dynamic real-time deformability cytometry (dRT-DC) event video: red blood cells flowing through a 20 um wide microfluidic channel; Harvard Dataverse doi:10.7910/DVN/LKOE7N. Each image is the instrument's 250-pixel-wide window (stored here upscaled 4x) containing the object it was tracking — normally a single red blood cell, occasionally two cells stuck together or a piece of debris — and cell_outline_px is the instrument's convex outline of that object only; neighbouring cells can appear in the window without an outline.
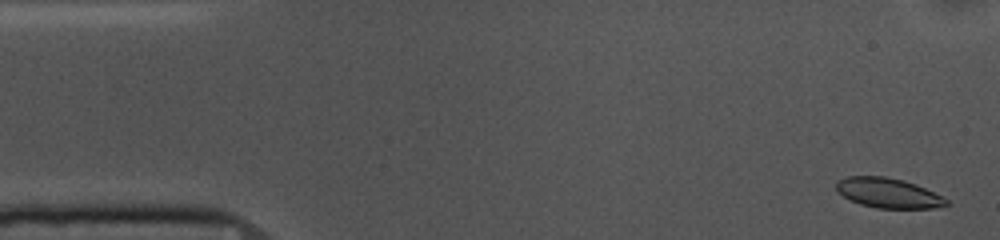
{"species": "common noctule bat (a hibernating species)", "species_latin": "Nyctalus noctula", "temperature_condition": "cold", "stored_images_in_passage": 54, "camera_frame_rate_fps": 3000, "um_per_image_px": 0.085, "animal": {"sex": "female", "body_mass_g": 10.0, "forearm_length_mm": 53.1}, "frame": {"image": 1, "passage_image": 2, "time_ms": 0.333, "image_size_px": [1000, 240], "cell_outline_px": [[948, 204], [936, 208], [876, 208], [860, 204], [836, 192], [836, 180], [848, 176], [884, 176], [904, 180], [916, 184], [948, 200]], "centroid_in_image_um": [75.45, 16.39], "position_along_channel_um": 9.5, "area_um2": 19.07}}
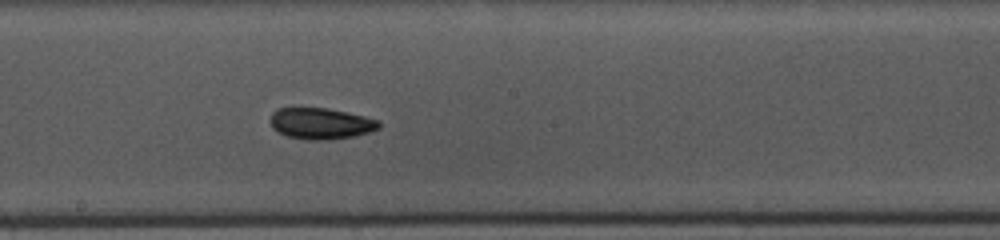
{"frame": {"image": 2, "passage_image": 28, "time_ms": 9.0, "image_size_px": [1000, 240], "cell_outline_px": [[380, 128], [368, 132], [352, 136], [328, 140], [308, 140], [288, 136], [276, 132], [272, 128], [268, 120], [272, 112], [276, 108], [328, 108], [348, 112], [380, 120]], "centroid_in_image_um": [27.22, 10.49], "position_along_channel_um": 221.0, "area_um2": 20.0}}
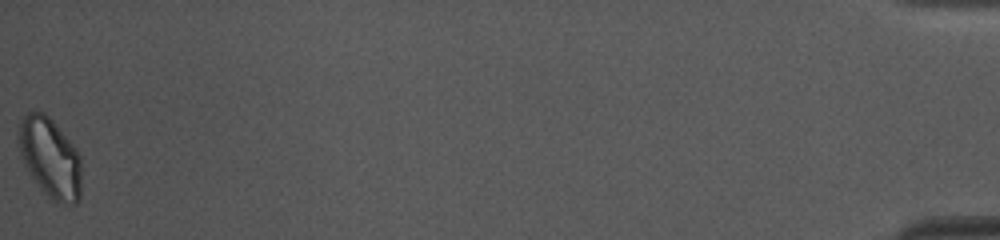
{"frame": {"image": 3, "passage_image": 54, "time_ms": 17.667, "image_size_px": [1000, 240], "cell_outline_px": [[80, 200], [76, 204], [68, 204], [52, 200], [48, 196], [32, 176], [20, 152], [16, 140], [20, 120], [28, 112], [44, 112], [52, 120], [76, 148], [80, 156]], "centroid_in_image_um": [4.26, 13.39], "position_along_channel_um": 430.9, "area_um2": 28.9}, "authors_computed_cell_mechanics": {"area_um2": 20.1433, "velocity_mm_per_s": 3.6396, "shape_relaxation_time_tau1_ms": 2.7, "shape_relaxation_time_tau2_ms": 10.449, "deformation_change_tau1": 0.0677, "deformation_change_tau2": 0.0999}}